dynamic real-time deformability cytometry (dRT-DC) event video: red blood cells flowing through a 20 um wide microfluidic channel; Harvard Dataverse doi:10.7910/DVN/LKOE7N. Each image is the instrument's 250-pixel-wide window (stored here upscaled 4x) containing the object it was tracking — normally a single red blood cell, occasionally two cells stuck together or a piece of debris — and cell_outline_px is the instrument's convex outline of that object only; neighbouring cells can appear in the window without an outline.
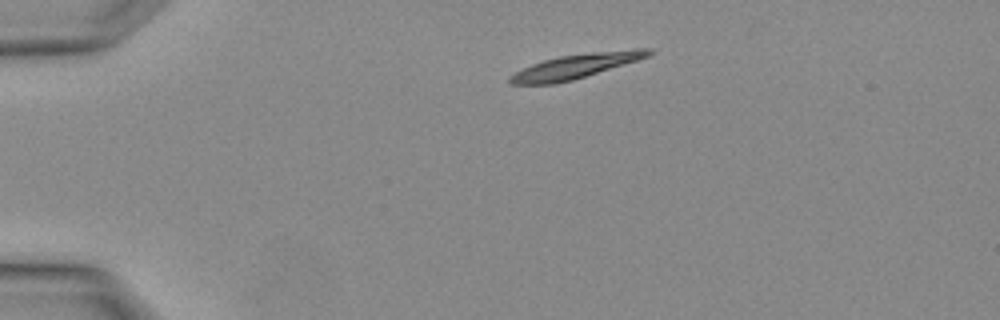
{"species": "Egyptian fruit bat (a non-hibernating species)", "species_latin": "Rousettus aegyptiacus", "temperature_condition": "warm", "stored_images_in_passage": 2, "camera_frame_rate_fps": 3000, "um_per_image_px": 0.085, "animal": {"sex": "female"}, "frame": {"image": 1, "passage_image": 1, "time_ms": 0.0, "image_size_px": [1000, 320], "cell_outline_px": [[652, 52], [648, 56], [636, 60], [572, 80], [556, 84], [512, 84], [508, 80], [508, 76], [532, 64], [544, 60], [560, 56], [592, 52], [640, 48], [652, 48]], "centroid_in_image_um": [48.89, 5.63], "position_along_channel_um": 36.1, "area_um2": 19.31}}
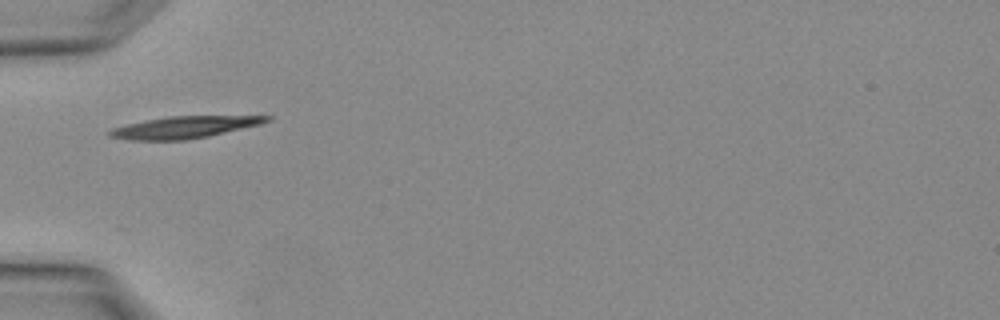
{"frame": {"image": 2, "passage_image": 2, "time_ms": 0.333, "image_size_px": [1000, 320], "cell_outline_px": [[272, 120], [260, 124], [208, 136], [188, 140], [128, 140], [108, 136], [108, 132], [112, 128], [128, 124], [168, 116], [272, 116]], "centroid_in_image_um": [15.66, 10.82], "position_along_channel_um": 69.3, "area_um2": 19.83}}